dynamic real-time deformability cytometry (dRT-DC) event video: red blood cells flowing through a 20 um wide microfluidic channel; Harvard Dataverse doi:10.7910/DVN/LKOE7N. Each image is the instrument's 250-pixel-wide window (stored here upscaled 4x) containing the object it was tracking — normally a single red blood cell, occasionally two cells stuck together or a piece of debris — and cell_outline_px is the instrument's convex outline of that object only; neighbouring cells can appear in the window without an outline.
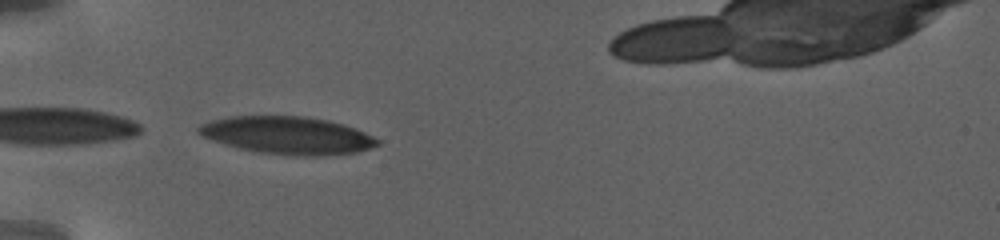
{"species": "human", "species_latin": "Homo sapiens", "temperature_condition": "warm", "stored_images_in_passage": 2, "camera_frame_rate_fps": 3000, "um_per_image_px": 0.085, "donor": {"sex": "female"}, "frame": {"image": 1, "passage_image": 1, "time_ms": 0.0, "image_size_px": [1000, 240], "cell_outline_px": [[380, 144], [356, 152], [324, 156], [288, 156], [252, 152], [224, 144], [204, 136], [196, 132], [196, 128], [200, 124], [212, 120], [232, 116], [304, 116], [328, 120], [364, 132], [380, 140]], "centroid_in_image_um": [24.4, 11.52], "position_along_channel_um": 60.6, "area_um2": 39.25}}